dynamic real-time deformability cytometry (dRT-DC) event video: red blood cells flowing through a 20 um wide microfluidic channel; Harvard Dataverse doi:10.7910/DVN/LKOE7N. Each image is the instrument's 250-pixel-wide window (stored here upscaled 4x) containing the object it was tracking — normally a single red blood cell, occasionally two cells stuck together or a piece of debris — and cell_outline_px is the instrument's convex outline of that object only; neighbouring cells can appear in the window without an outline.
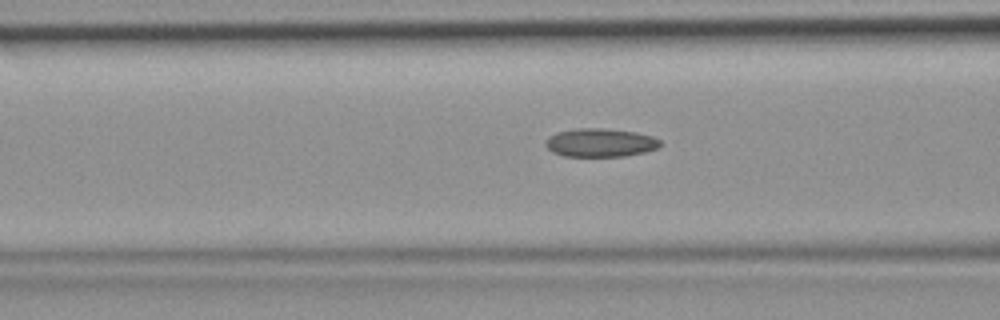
{"species": "common noctule bat (a hibernating species)", "species_latin": "Nyctalus noctula", "temperature_condition": "room temperature", "stored_images_in_passage": 46, "camera_frame_rate_fps": 3000, "um_per_image_px": 0.085, "animal": {"sex": "female", "body_mass_g": 19.9}, "frame": {"image": 1, "passage_image": 18, "time_ms": 5.667, "image_size_px": [1000, 320], "cell_outline_px": [[660, 144], [656, 148], [644, 152], [624, 156], [564, 156], [552, 152], [544, 144], [544, 140], [548, 136], [556, 132], [576, 128], [604, 128], [636, 132], [652, 136], [660, 140]], "centroid_in_image_um": [50.97, 12.11], "position_along_channel_um": 115.6, "area_um2": 19.07}}
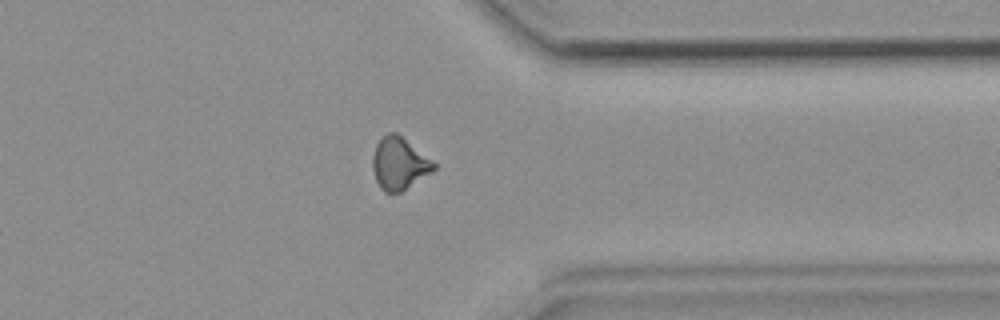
{"frame": {"image": 2, "passage_image": 36, "time_ms": 11.667, "image_size_px": [1000, 320], "cell_outline_px": [[436, 168], [432, 172], [400, 192], [384, 192], [380, 188], [376, 180], [372, 168], [372, 156], [376, 144], [388, 132], [396, 132], [432, 160], [436, 164]], "centroid_in_image_um": [33.92, 13.9], "position_along_channel_um": 377.5, "area_um2": 18.44}}
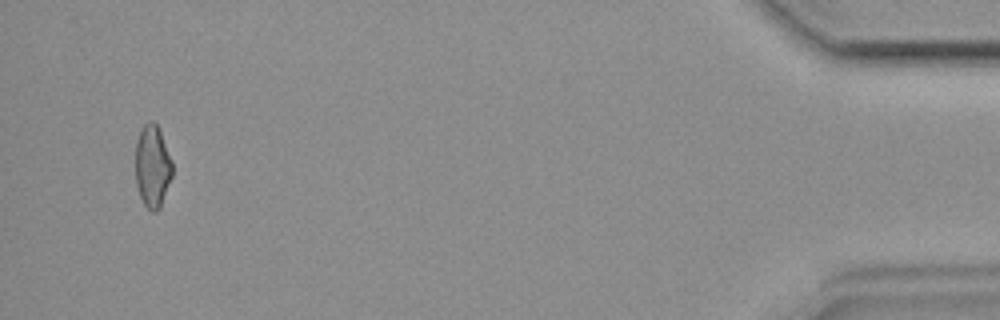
{"frame": {"image": 3, "passage_image": 44, "time_ms": 14.333, "image_size_px": [1000, 320], "cell_outline_px": [[172, 176], [160, 208], [156, 212], [152, 212], [144, 204], [140, 196], [136, 184], [136, 140], [140, 128], [148, 120], [152, 120], [156, 124], [160, 132], [172, 160]], "centroid_in_image_um": [12.95, 14.12], "position_along_channel_um": 422.2, "area_um2": 17.74}}